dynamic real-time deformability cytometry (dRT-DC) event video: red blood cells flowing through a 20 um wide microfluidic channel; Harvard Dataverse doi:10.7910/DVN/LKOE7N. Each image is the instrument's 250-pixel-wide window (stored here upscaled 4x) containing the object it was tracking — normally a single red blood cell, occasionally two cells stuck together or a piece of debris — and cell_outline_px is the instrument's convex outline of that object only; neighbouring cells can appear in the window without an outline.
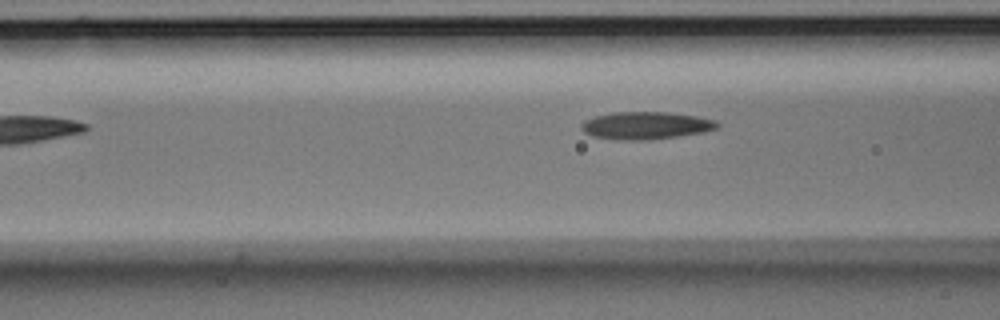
{"species": "Egyptian fruit bat (a non-hibernating species)", "species_latin": "Rousettus aegyptiacus", "temperature_condition": "room temperature", "stored_images_in_passage": 3, "camera_frame_rate_fps": 3000, "um_per_image_px": 0.085, "animal": {"sex": "male"}, "frame": {"image": 1, "passage_image": 3, "time_ms": 0.667, "image_size_px": [1000, 320], "cell_outline_px": [[720, 124], [716, 128], [704, 132], [648, 140], [620, 140], [592, 136], [584, 132], [580, 128], [580, 124], [584, 120], [596, 116], [612, 112], [668, 112], [696, 116], [716, 120]], "centroid_in_image_um": [54.87, 10.66], "position_along_channel_um": 111.7, "area_um2": 21.79}}